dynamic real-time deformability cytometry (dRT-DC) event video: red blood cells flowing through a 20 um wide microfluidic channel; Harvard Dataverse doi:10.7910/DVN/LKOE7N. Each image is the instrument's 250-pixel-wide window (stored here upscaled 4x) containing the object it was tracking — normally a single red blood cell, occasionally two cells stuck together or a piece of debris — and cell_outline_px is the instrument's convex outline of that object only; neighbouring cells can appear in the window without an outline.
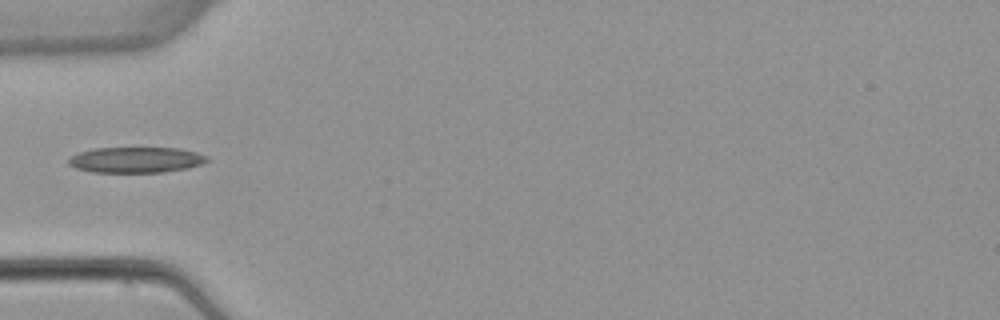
{"species": "common noctule bat (a hibernating species)", "species_latin": "Nyctalus noctula", "temperature_condition": "warm", "stored_images_in_passage": 6, "camera_frame_rate_fps": 3000, "um_per_image_px": 0.085, "animal": {"sex": "female", "body_mass_g": 22.7, "forearm_length_mm": 54.2}, "frame": {"image": 1, "passage_image": 6, "time_ms": 7.0, "image_size_px": [1000, 320], "cell_outline_px": [[212, 160], [188, 168], [164, 172], [92, 172], [76, 168], [68, 164], [68, 160], [72, 156], [80, 152], [92, 148], [180, 148], [196, 152], [208, 156]], "centroid_in_image_um": [11.59, 13.58], "position_along_channel_um": 73.4, "area_um2": 20.81}}